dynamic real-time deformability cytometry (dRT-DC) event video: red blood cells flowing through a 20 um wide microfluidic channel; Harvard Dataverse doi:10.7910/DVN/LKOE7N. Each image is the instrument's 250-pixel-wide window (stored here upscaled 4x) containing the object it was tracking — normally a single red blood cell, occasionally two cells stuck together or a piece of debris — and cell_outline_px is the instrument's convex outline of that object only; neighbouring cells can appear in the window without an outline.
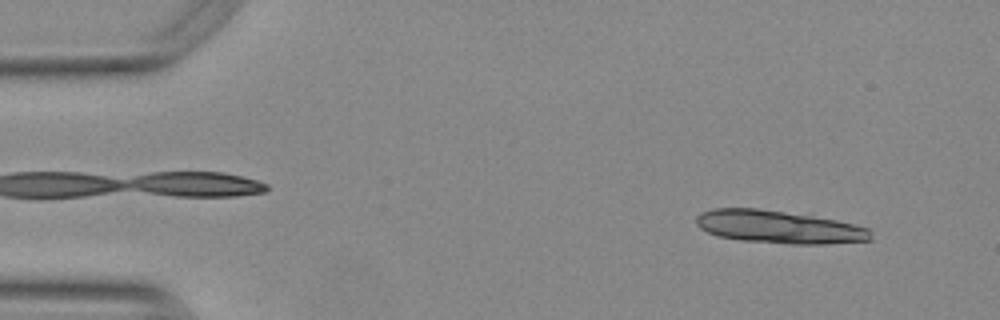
{"species": "Egyptian fruit bat (a non-hibernating species)", "species_latin": "Rousettus aegyptiacus", "temperature_condition": "warm", "stored_images_in_passage": 14, "camera_frame_rate_fps": 3000, "um_per_image_px": 0.085, "animal": {"sex": "female"}, "frame": {"image": 1, "passage_image": 4, "time_ms": 1.0, "image_size_px": [1000, 320], "cell_outline_px": [[872, 240], [824, 244], [788, 244], [740, 240], [716, 236], [700, 228], [696, 224], [696, 216], [700, 212], [712, 208], [756, 208], [784, 212], [836, 220], [868, 228], [872, 232]], "centroid_in_image_um": [66.16, 19.3], "position_along_channel_um": 18.8, "area_um2": 33.35}}